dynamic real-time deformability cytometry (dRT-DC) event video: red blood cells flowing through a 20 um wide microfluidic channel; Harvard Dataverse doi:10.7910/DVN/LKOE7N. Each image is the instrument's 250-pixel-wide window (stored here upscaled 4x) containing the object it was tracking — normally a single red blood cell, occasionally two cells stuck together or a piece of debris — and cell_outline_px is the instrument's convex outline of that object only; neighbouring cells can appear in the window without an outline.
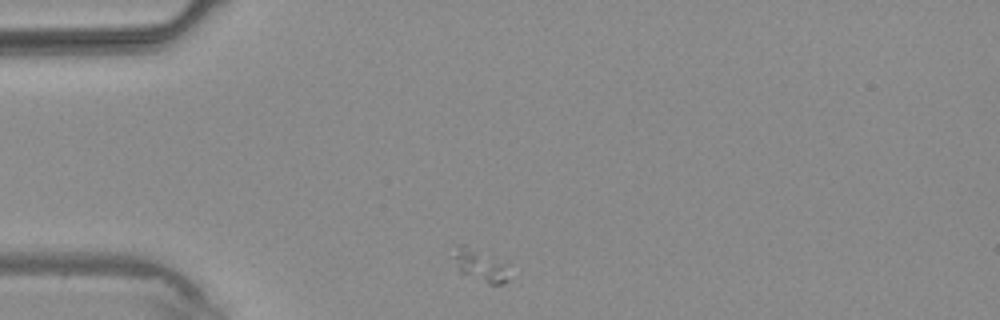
{"species": "common noctule bat (a hibernating species)", "species_latin": "Nyctalus noctula", "temperature_condition": "warm", "stored_images_in_passage": 3, "camera_frame_rate_fps": 3000, "um_per_image_px": 0.085, "animal": {"sex": "male", "body_mass_g": 20.4}, "frame": {"image": 1, "passage_image": 3, "time_ms": 2.333, "image_size_px": [1000, 320], "cell_outline_px": [[508, 280], [500, 284], [488, 284], [460, 272], [452, 256], [452, 244], [464, 244], [508, 264]], "centroid_in_image_um": [40.77, 22.52], "position_along_channel_um": 44.2, "area_um2": 10.52}}